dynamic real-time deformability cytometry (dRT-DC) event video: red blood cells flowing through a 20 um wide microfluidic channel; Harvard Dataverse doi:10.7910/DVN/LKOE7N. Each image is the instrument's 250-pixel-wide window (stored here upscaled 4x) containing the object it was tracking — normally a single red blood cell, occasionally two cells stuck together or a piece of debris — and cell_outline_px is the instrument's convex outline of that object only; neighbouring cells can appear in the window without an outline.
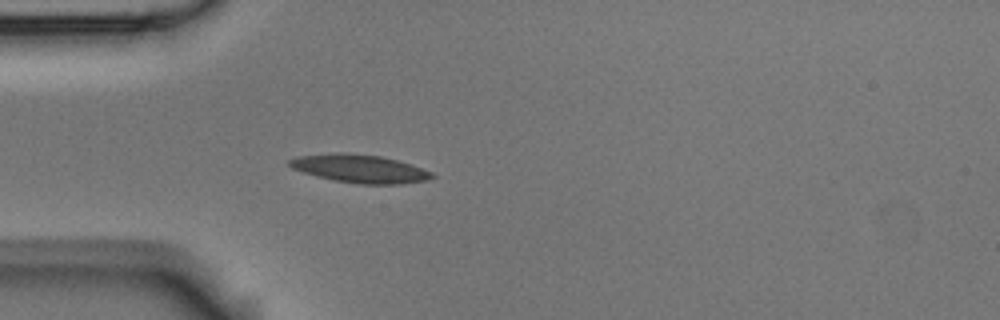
{"species": "Egyptian fruit bat (a non-hibernating species)", "species_latin": "Rousettus aegyptiacus", "temperature_condition": "room temperature", "stored_images_in_passage": 3, "camera_frame_rate_fps": 3000, "um_per_image_px": 0.085, "animal": {"sex": "male"}, "frame": {"image": 1, "passage_image": 3, "time_ms": 0.667, "image_size_px": [1000, 320], "cell_outline_px": [[436, 176], [428, 180], [400, 184], [360, 184], [336, 180], [316, 176], [292, 168], [288, 164], [288, 160], [296, 156], [340, 152], [344, 152], [380, 156], [396, 160], [432, 172]], "centroid_in_image_um": [30.56, 14.33], "position_along_channel_um": 54.4, "area_um2": 23.18}}